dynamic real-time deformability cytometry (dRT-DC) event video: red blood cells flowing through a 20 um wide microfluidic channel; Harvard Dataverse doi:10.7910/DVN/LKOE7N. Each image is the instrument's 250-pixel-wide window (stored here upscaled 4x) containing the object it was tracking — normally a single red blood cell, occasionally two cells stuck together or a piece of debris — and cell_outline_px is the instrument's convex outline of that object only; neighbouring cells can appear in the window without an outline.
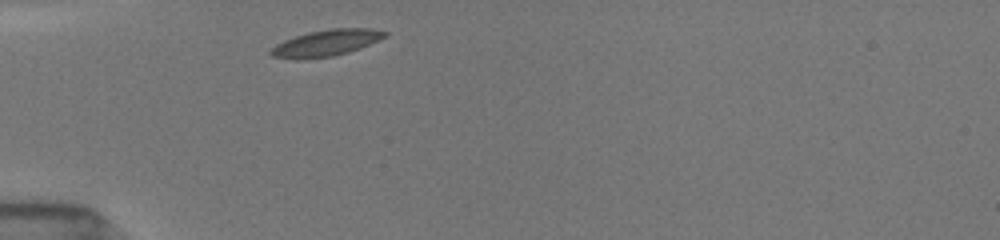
{"species": "common noctule bat (a hibernating species)", "species_latin": "Nyctalus noctula", "temperature_condition": "room temperature", "stored_images_in_passage": 7, "camera_frame_rate_fps": 3000, "um_per_image_px": 0.085, "animal": {"sex": "female", "body_mass_g": 19.5, "forearm_length_mm": 54.1}, "frame": {"image": 1, "passage_image": 1, "time_ms": 0.0, "image_size_px": [1000, 240], "cell_outline_px": [[388, 36], [360, 48], [348, 52], [332, 56], [296, 60], [272, 56], [268, 52], [276, 44], [284, 40], [308, 32], [332, 28], [372, 28], [388, 32]], "centroid_in_image_um": [27.73, 3.65], "position_along_channel_um": 57.3, "area_um2": 17.57}}
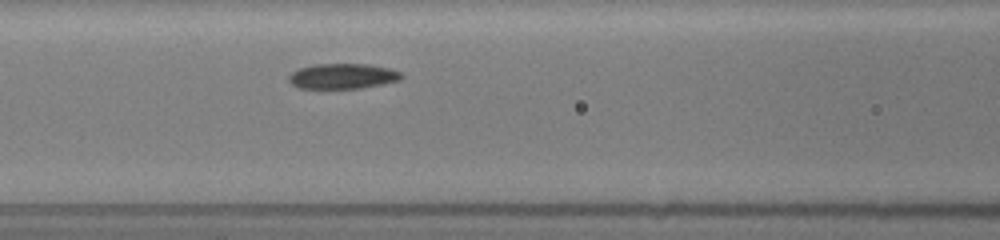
{"frame": {"image": 2, "passage_image": 5, "time_ms": 2.333, "image_size_px": [1000, 240], "cell_outline_px": [[404, 76], [400, 80], [360, 88], [300, 88], [292, 84], [288, 80], [288, 76], [292, 72], [300, 68], [312, 64], [368, 64], [388, 68], [400, 72]], "centroid_in_image_um": [29.11, 6.47], "position_along_channel_um": 137.5, "area_um2": 16.47}}
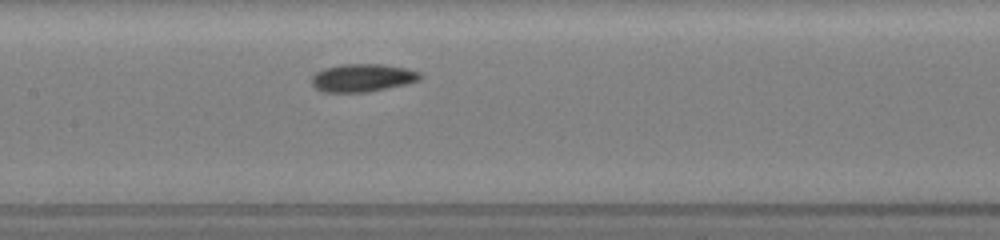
{"frame": {"image": 3, "passage_image": 7, "time_ms": 3.333, "image_size_px": [1000, 240], "cell_outline_px": [[420, 80], [408, 84], [368, 92], [324, 92], [316, 88], [312, 84], [312, 76], [316, 72], [324, 68], [344, 64], [380, 64], [404, 68], [420, 72]], "centroid_in_image_um": [30.81, 6.62], "position_along_channel_um": 176.6, "area_um2": 17.57}}